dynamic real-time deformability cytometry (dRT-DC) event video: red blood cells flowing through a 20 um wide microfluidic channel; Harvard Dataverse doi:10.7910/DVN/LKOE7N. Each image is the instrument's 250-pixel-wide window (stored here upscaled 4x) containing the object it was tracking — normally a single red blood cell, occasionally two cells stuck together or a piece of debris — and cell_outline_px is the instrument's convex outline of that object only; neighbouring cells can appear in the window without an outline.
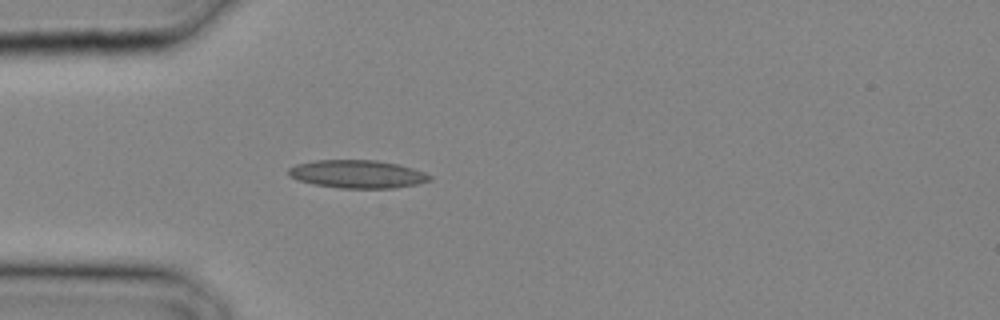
{"species": "common noctule bat (a hibernating species)", "species_latin": "Nyctalus noctula", "temperature_condition": "cold", "stored_images_in_passage": 9, "camera_frame_rate_fps": 3000, "um_per_image_px": 0.085, "animal": {"sex": "male", "body_mass_g": 20.4}, "frame": {"image": 1, "passage_image": 1, "time_ms": 0.0, "image_size_px": [1000, 320], "cell_outline_px": [[432, 180], [416, 184], [396, 188], [340, 188], [316, 184], [300, 180], [288, 176], [288, 168], [296, 164], [316, 160], [376, 160], [396, 164], [412, 168], [424, 172], [432, 176]], "centroid_in_image_um": [30.39, 14.79], "position_along_channel_um": 54.6, "area_um2": 22.95}}
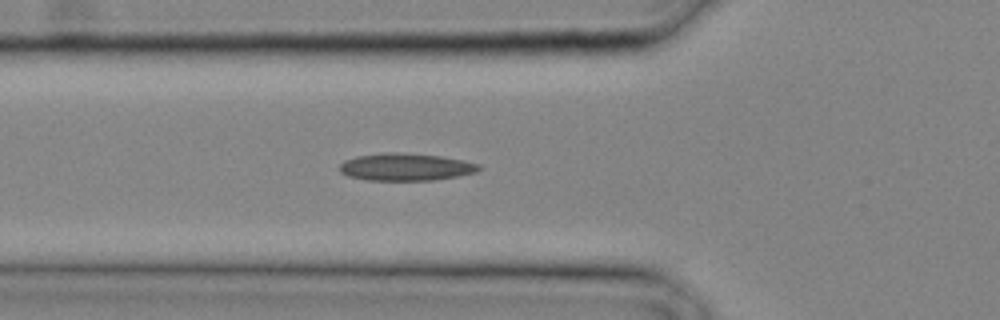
{"frame": {"image": 2, "passage_image": 3, "time_ms": 0.667, "image_size_px": [1000, 320], "cell_outline_px": [[484, 168], [476, 172], [456, 176], [432, 180], [368, 180], [348, 176], [340, 172], [340, 164], [344, 160], [356, 156], [384, 152], [400, 152], [440, 156], [464, 160], [480, 164]], "centroid_in_image_um": [34.5, 14.18], "position_along_channel_um": 91.3, "area_um2": 22.31}}
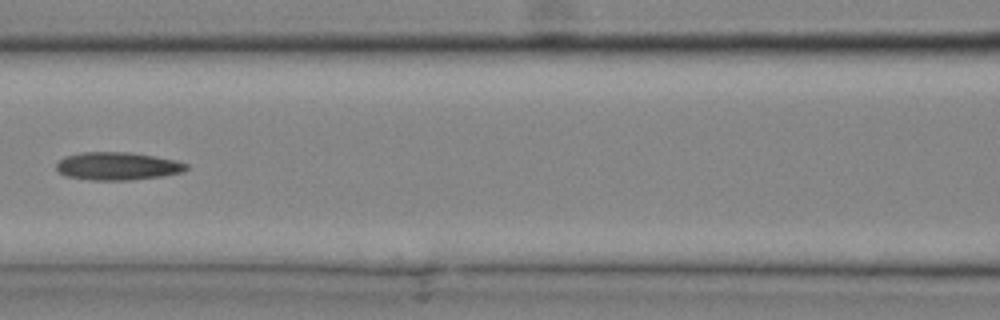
{"frame": {"image": 3, "passage_image": 6, "time_ms": 1.667, "image_size_px": [1000, 320], "cell_outline_px": [[188, 168], [184, 172], [160, 176], [128, 180], [92, 180], [68, 176], [60, 172], [56, 168], [56, 164], [64, 156], [80, 152], [128, 152], [156, 156], [176, 160], [188, 164]], "centroid_in_image_um": [10.01, 14.11], "position_along_channel_um": 156.6, "area_um2": 21.1}}